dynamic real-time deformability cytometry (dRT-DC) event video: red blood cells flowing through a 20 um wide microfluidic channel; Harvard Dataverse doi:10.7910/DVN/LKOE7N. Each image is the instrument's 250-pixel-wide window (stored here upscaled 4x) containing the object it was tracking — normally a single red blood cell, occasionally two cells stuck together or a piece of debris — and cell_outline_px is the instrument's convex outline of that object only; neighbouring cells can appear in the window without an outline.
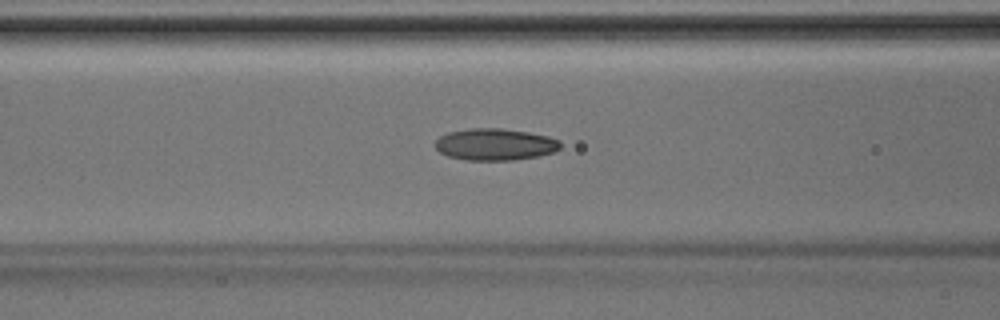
{"species": "Egyptian fruit bat (a non-hibernating species)", "species_latin": "Rousettus aegyptiacus", "temperature_condition": "room temperature", "stored_images_in_passage": 44, "camera_frame_rate_fps": 3000, "um_per_image_px": 0.085, "animal": {"sex": "male"}, "frame": {"image": 1, "passage_image": 18, "time_ms": 5.667, "image_size_px": [1000, 320], "cell_outline_px": [[560, 148], [556, 152], [540, 156], [512, 160], [468, 160], [448, 156], [440, 152], [432, 144], [440, 136], [448, 132], [468, 128], [500, 128], [528, 132], [548, 136], [560, 140]], "centroid_in_image_um": [42.08, 12.27], "position_along_channel_um": 124.5, "area_um2": 23.41}}
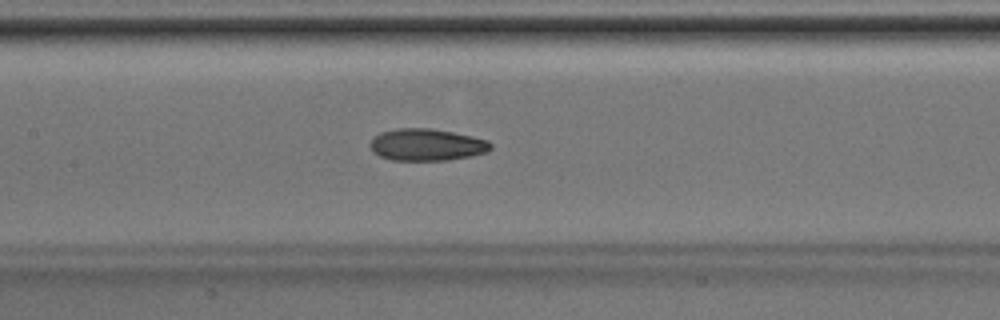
{"frame": {"image": 2, "passage_image": 21, "time_ms": 6.667, "image_size_px": [1000, 320], "cell_outline_px": [[492, 148], [488, 152], [448, 160], [392, 160], [380, 156], [372, 152], [368, 144], [372, 136], [380, 132], [396, 128], [432, 128], [472, 136], [488, 140], [492, 144]], "centroid_in_image_um": [36.22, 12.29], "position_along_channel_um": 171.2, "area_um2": 22.72}}
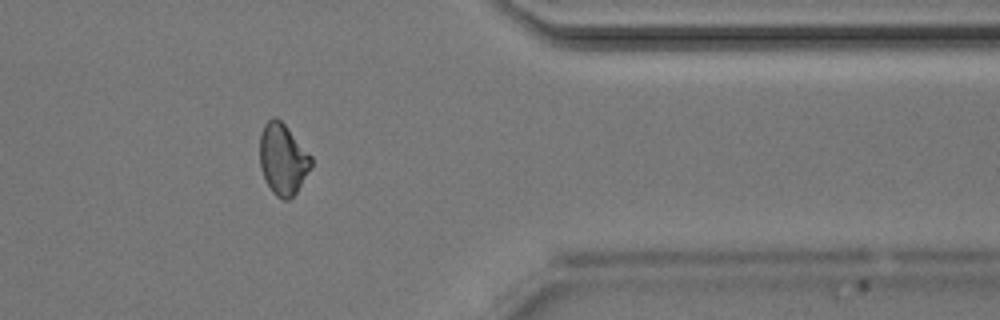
{"frame": {"image": 3, "passage_image": 36, "time_ms": 11.667, "image_size_px": [1000, 320], "cell_outline_px": [[312, 168], [296, 192], [288, 200], [280, 200], [272, 192], [264, 180], [260, 168], [260, 136], [264, 124], [272, 116], [276, 116], [284, 124], [312, 156]], "centroid_in_image_um": [24.04, 13.55], "position_along_channel_um": 387.4, "area_um2": 21.5}}